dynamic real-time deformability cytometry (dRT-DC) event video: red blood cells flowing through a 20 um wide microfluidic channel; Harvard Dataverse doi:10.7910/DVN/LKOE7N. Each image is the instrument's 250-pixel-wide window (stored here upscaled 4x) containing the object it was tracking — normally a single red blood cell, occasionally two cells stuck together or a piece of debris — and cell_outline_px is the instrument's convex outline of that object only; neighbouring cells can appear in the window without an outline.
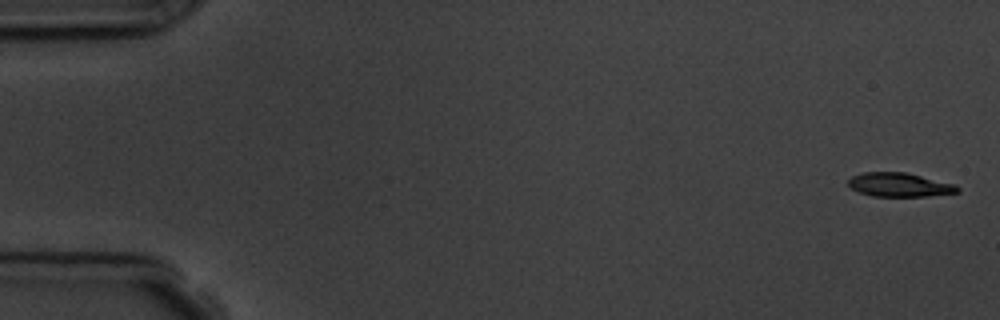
{"species": "common noctule bat (a hibernating species)", "species_latin": "Nyctalus noctula", "temperature_condition": "room temperature", "stored_images_in_passage": 7, "camera_frame_rate_fps": 3000, "um_per_image_px": 0.085, "animal": {"sex": "male", "body_mass_g": 19.5, "forearm_length_mm": 54.6}, "frame": {"image": 1, "passage_image": 1, "time_ms": 0.0, "image_size_px": [1000, 320], "cell_outline_px": [[960, 192], [928, 196], [872, 196], [860, 192], [852, 188], [848, 184], [848, 180], [852, 176], [864, 172], [904, 172], [956, 184], [960, 188]], "centroid_in_image_um": [76.48, 15.7], "position_along_channel_um": 8.5, "area_um2": 15.14}}
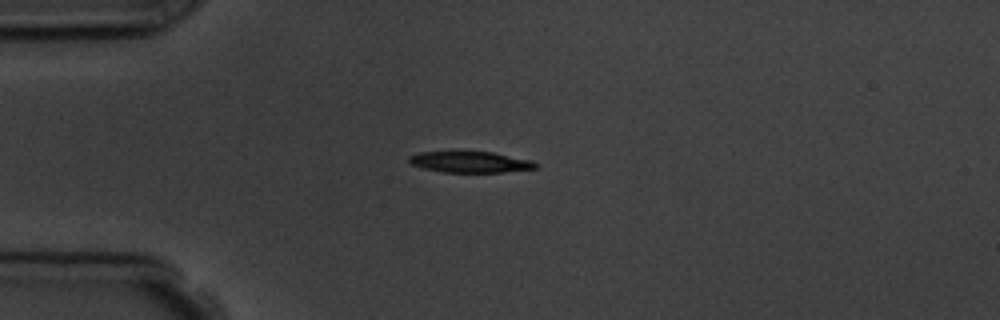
{"frame": {"image": 2, "passage_image": 5, "time_ms": 4.333, "image_size_px": [1000, 320], "cell_outline_px": [[536, 168], [504, 172], [444, 172], [424, 168], [412, 164], [408, 160], [408, 156], [420, 152], [492, 152], [532, 160], [536, 164]], "centroid_in_image_um": [39.97, 13.77], "position_along_channel_um": 45.0, "area_um2": 15.32}}